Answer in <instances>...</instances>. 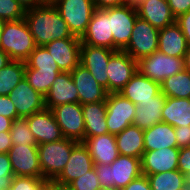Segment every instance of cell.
Instances as JSON below:
<instances>
[{"label":"cell","instance_id":"1","mask_svg":"<svg viewBox=\"0 0 190 190\" xmlns=\"http://www.w3.org/2000/svg\"><path fill=\"white\" fill-rule=\"evenodd\" d=\"M24 19L37 46L64 38H79L72 35L53 4L43 3L26 10Z\"/></svg>","mask_w":190,"mask_h":190},{"label":"cell","instance_id":"2","mask_svg":"<svg viewBox=\"0 0 190 190\" xmlns=\"http://www.w3.org/2000/svg\"><path fill=\"white\" fill-rule=\"evenodd\" d=\"M37 47L25 19L5 21L0 48L11 60L26 62Z\"/></svg>","mask_w":190,"mask_h":190},{"label":"cell","instance_id":"3","mask_svg":"<svg viewBox=\"0 0 190 190\" xmlns=\"http://www.w3.org/2000/svg\"><path fill=\"white\" fill-rule=\"evenodd\" d=\"M94 170L101 186L122 190L131 181L142 175L141 159L119 155L110 165L94 164Z\"/></svg>","mask_w":190,"mask_h":190},{"label":"cell","instance_id":"4","mask_svg":"<svg viewBox=\"0 0 190 190\" xmlns=\"http://www.w3.org/2000/svg\"><path fill=\"white\" fill-rule=\"evenodd\" d=\"M78 143L63 138L59 141L37 145L42 178L47 181H54L65 168L72 149Z\"/></svg>","mask_w":190,"mask_h":190},{"label":"cell","instance_id":"5","mask_svg":"<svg viewBox=\"0 0 190 190\" xmlns=\"http://www.w3.org/2000/svg\"><path fill=\"white\" fill-rule=\"evenodd\" d=\"M52 4L60 12L72 35L81 38L96 9L93 0H55Z\"/></svg>","mask_w":190,"mask_h":190},{"label":"cell","instance_id":"6","mask_svg":"<svg viewBox=\"0 0 190 190\" xmlns=\"http://www.w3.org/2000/svg\"><path fill=\"white\" fill-rule=\"evenodd\" d=\"M137 69L142 75L161 84L166 78L184 70V58L170 57L157 50L140 59Z\"/></svg>","mask_w":190,"mask_h":190},{"label":"cell","instance_id":"7","mask_svg":"<svg viewBox=\"0 0 190 190\" xmlns=\"http://www.w3.org/2000/svg\"><path fill=\"white\" fill-rule=\"evenodd\" d=\"M159 29L137 17L129 44L123 50L137 62L158 50Z\"/></svg>","mask_w":190,"mask_h":190},{"label":"cell","instance_id":"8","mask_svg":"<svg viewBox=\"0 0 190 190\" xmlns=\"http://www.w3.org/2000/svg\"><path fill=\"white\" fill-rule=\"evenodd\" d=\"M137 17L136 8L133 5L124 4L110 7V26L113 33L114 51H123L127 47Z\"/></svg>","mask_w":190,"mask_h":190},{"label":"cell","instance_id":"9","mask_svg":"<svg viewBox=\"0 0 190 190\" xmlns=\"http://www.w3.org/2000/svg\"><path fill=\"white\" fill-rule=\"evenodd\" d=\"M106 109V123L110 134L116 135L133 124L136 105L120 93H108Z\"/></svg>","mask_w":190,"mask_h":190},{"label":"cell","instance_id":"10","mask_svg":"<svg viewBox=\"0 0 190 190\" xmlns=\"http://www.w3.org/2000/svg\"><path fill=\"white\" fill-rule=\"evenodd\" d=\"M64 137L76 142L84 141L85 122L79 103L62 104L51 109Z\"/></svg>","mask_w":190,"mask_h":190},{"label":"cell","instance_id":"11","mask_svg":"<svg viewBox=\"0 0 190 190\" xmlns=\"http://www.w3.org/2000/svg\"><path fill=\"white\" fill-rule=\"evenodd\" d=\"M116 51L107 47L90 46L81 43L80 64L85 66L94 79L108 92L107 66Z\"/></svg>","mask_w":190,"mask_h":190},{"label":"cell","instance_id":"12","mask_svg":"<svg viewBox=\"0 0 190 190\" xmlns=\"http://www.w3.org/2000/svg\"><path fill=\"white\" fill-rule=\"evenodd\" d=\"M108 93H119L138 71L137 61L124 51H116L107 66Z\"/></svg>","mask_w":190,"mask_h":190},{"label":"cell","instance_id":"13","mask_svg":"<svg viewBox=\"0 0 190 190\" xmlns=\"http://www.w3.org/2000/svg\"><path fill=\"white\" fill-rule=\"evenodd\" d=\"M81 43L90 46L107 47L113 50V33L110 26V8L95 9Z\"/></svg>","mask_w":190,"mask_h":190},{"label":"cell","instance_id":"14","mask_svg":"<svg viewBox=\"0 0 190 190\" xmlns=\"http://www.w3.org/2000/svg\"><path fill=\"white\" fill-rule=\"evenodd\" d=\"M8 155L14 176L42 178L37 145H12Z\"/></svg>","mask_w":190,"mask_h":190},{"label":"cell","instance_id":"15","mask_svg":"<svg viewBox=\"0 0 190 190\" xmlns=\"http://www.w3.org/2000/svg\"><path fill=\"white\" fill-rule=\"evenodd\" d=\"M62 72H71L80 64V38H64L44 45Z\"/></svg>","mask_w":190,"mask_h":190},{"label":"cell","instance_id":"16","mask_svg":"<svg viewBox=\"0 0 190 190\" xmlns=\"http://www.w3.org/2000/svg\"><path fill=\"white\" fill-rule=\"evenodd\" d=\"M8 96L18 117L26 118L45 109L44 96L34 90L26 78H23Z\"/></svg>","mask_w":190,"mask_h":190},{"label":"cell","instance_id":"17","mask_svg":"<svg viewBox=\"0 0 190 190\" xmlns=\"http://www.w3.org/2000/svg\"><path fill=\"white\" fill-rule=\"evenodd\" d=\"M93 168L94 162L87 147L82 142H79L72 149L65 168L53 182L66 188L72 181Z\"/></svg>","mask_w":190,"mask_h":190},{"label":"cell","instance_id":"18","mask_svg":"<svg viewBox=\"0 0 190 190\" xmlns=\"http://www.w3.org/2000/svg\"><path fill=\"white\" fill-rule=\"evenodd\" d=\"M26 120L37 145L65 138L50 109L34 113Z\"/></svg>","mask_w":190,"mask_h":190},{"label":"cell","instance_id":"19","mask_svg":"<svg viewBox=\"0 0 190 190\" xmlns=\"http://www.w3.org/2000/svg\"><path fill=\"white\" fill-rule=\"evenodd\" d=\"M70 74L78 90L79 104L106 101L107 90L94 79L85 66L79 64Z\"/></svg>","mask_w":190,"mask_h":190},{"label":"cell","instance_id":"20","mask_svg":"<svg viewBox=\"0 0 190 190\" xmlns=\"http://www.w3.org/2000/svg\"><path fill=\"white\" fill-rule=\"evenodd\" d=\"M179 148L167 147L144 151L141 158L142 175H151L178 169Z\"/></svg>","mask_w":190,"mask_h":190},{"label":"cell","instance_id":"21","mask_svg":"<svg viewBox=\"0 0 190 190\" xmlns=\"http://www.w3.org/2000/svg\"><path fill=\"white\" fill-rule=\"evenodd\" d=\"M44 99L45 108L50 110L62 104L79 103L78 90L70 72L59 73Z\"/></svg>","mask_w":190,"mask_h":190},{"label":"cell","instance_id":"22","mask_svg":"<svg viewBox=\"0 0 190 190\" xmlns=\"http://www.w3.org/2000/svg\"><path fill=\"white\" fill-rule=\"evenodd\" d=\"M135 8L140 18L158 29L176 22L167 0H142Z\"/></svg>","mask_w":190,"mask_h":190},{"label":"cell","instance_id":"23","mask_svg":"<svg viewBox=\"0 0 190 190\" xmlns=\"http://www.w3.org/2000/svg\"><path fill=\"white\" fill-rule=\"evenodd\" d=\"M161 92L160 84L137 71L119 92L132 103L148 102Z\"/></svg>","mask_w":190,"mask_h":190},{"label":"cell","instance_id":"24","mask_svg":"<svg viewBox=\"0 0 190 190\" xmlns=\"http://www.w3.org/2000/svg\"><path fill=\"white\" fill-rule=\"evenodd\" d=\"M88 149L94 164H112L120 155L114 134L88 137L82 142Z\"/></svg>","mask_w":190,"mask_h":190},{"label":"cell","instance_id":"25","mask_svg":"<svg viewBox=\"0 0 190 190\" xmlns=\"http://www.w3.org/2000/svg\"><path fill=\"white\" fill-rule=\"evenodd\" d=\"M188 44L176 22L159 29L158 51L170 57L184 58Z\"/></svg>","mask_w":190,"mask_h":190},{"label":"cell","instance_id":"26","mask_svg":"<svg viewBox=\"0 0 190 190\" xmlns=\"http://www.w3.org/2000/svg\"><path fill=\"white\" fill-rule=\"evenodd\" d=\"M166 102V96L160 92L153 100L138 103L136 105L133 125L146 130L153 125L162 122V109Z\"/></svg>","mask_w":190,"mask_h":190},{"label":"cell","instance_id":"27","mask_svg":"<svg viewBox=\"0 0 190 190\" xmlns=\"http://www.w3.org/2000/svg\"><path fill=\"white\" fill-rule=\"evenodd\" d=\"M81 106L85 122L84 140L109 133L106 123V101L86 103Z\"/></svg>","mask_w":190,"mask_h":190},{"label":"cell","instance_id":"28","mask_svg":"<svg viewBox=\"0 0 190 190\" xmlns=\"http://www.w3.org/2000/svg\"><path fill=\"white\" fill-rule=\"evenodd\" d=\"M144 151H153L167 147H177L174 127L160 122L144 130Z\"/></svg>","mask_w":190,"mask_h":190},{"label":"cell","instance_id":"29","mask_svg":"<svg viewBox=\"0 0 190 190\" xmlns=\"http://www.w3.org/2000/svg\"><path fill=\"white\" fill-rule=\"evenodd\" d=\"M143 134L144 130L133 124L116 134L119 154L141 159L144 153Z\"/></svg>","mask_w":190,"mask_h":190},{"label":"cell","instance_id":"30","mask_svg":"<svg viewBox=\"0 0 190 190\" xmlns=\"http://www.w3.org/2000/svg\"><path fill=\"white\" fill-rule=\"evenodd\" d=\"M162 122L175 127L190 126V99L166 97L162 109Z\"/></svg>","mask_w":190,"mask_h":190},{"label":"cell","instance_id":"31","mask_svg":"<svg viewBox=\"0 0 190 190\" xmlns=\"http://www.w3.org/2000/svg\"><path fill=\"white\" fill-rule=\"evenodd\" d=\"M160 87L166 97L190 99V72L184 69L166 78Z\"/></svg>","mask_w":190,"mask_h":190},{"label":"cell","instance_id":"32","mask_svg":"<svg viewBox=\"0 0 190 190\" xmlns=\"http://www.w3.org/2000/svg\"><path fill=\"white\" fill-rule=\"evenodd\" d=\"M61 72L60 69H33L26 64L25 78L34 90L45 97L56 77Z\"/></svg>","mask_w":190,"mask_h":190},{"label":"cell","instance_id":"33","mask_svg":"<svg viewBox=\"0 0 190 190\" xmlns=\"http://www.w3.org/2000/svg\"><path fill=\"white\" fill-rule=\"evenodd\" d=\"M26 63L12 60L0 70V95L8 96L18 83L25 78Z\"/></svg>","mask_w":190,"mask_h":190},{"label":"cell","instance_id":"34","mask_svg":"<svg viewBox=\"0 0 190 190\" xmlns=\"http://www.w3.org/2000/svg\"><path fill=\"white\" fill-rule=\"evenodd\" d=\"M151 190H179L186 184V176L178 169L147 175Z\"/></svg>","mask_w":190,"mask_h":190},{"label":"cell","instance_id":"35","mask_svg":"<svg viewBox=\"0 0 190 190\" xmlns=\"http://www.w3.org/2000/svg\"><path fill=\"white\" fill-rule=\"evenodd\" d=\"M10 137L13 145H37V142L28 127L26 118L18 117L12 121Z\"/></svg>","mask_w":190,"mask_h":190},{"label":"cell","instance_id":"36","mask_svg":"<svg viewBox=\"0 0 190 190\" xmlns=\"http://www.w3.org/2000/svg\"><path fill=\"white\" fill-rule=\"evenodd\" d=\"M25 63L33 69H59L44 46H37Z\"/></svg>","mask_w":190,"mask_h":190},{"label":"cell","instance_id":"37","mask_svg":"<svg viewBox=\"0 0 190 190\" xmlns=\"http://www.w3.org/2000/svg\"><path fill=\"white\" fill-rule=\"evenodd\" d=\"M26 10L16 0H0V19L18 21L25 17Z\"/></svg>","mask_w":190,"mask_h":190},{"label":"cell","instance_id":"38","mask_svg":"<svg viewBox=\"0 0 190 190\" xmlns=\"http://www.w3.org/2000/svg\"><path fill=\"white\" fill-rule=\"evenodd\" d=\"M100 186L96 171L93 168L91 171H87V173L72 181L66 187V190H96Z\"/></svg>","mask_w":190,"mask_h":190},{"label":"cell","instance_id":"39","mask_svg":"<svg viewBox=\"0 0 190 190\" xmlns=\"http://www.w3.org/2000/svg\"><path fill=\"white\" fill-rule=\"evenodd\" d=\"M48 181L31 176H14L9 190H41Z\"/></svg>","mask_w":190,"mask_h":190},{"label":"cell","instance_id":"40","mask_svg":"<svg viewBox=\"0 0 190 190\" xmlns=\"http://www.w3.org/2000/svg\"><path fill=\"white\" fill-rule=\"evenodd\" d=\"M14 173L8 153H0V190H8Z\"/></svg>","mask_w":190,"mask_h":190},{"label":"cell","instance_id":"41","mask_svg":"<svg viewBox=\"0 0 190 190\" xmlns=\"http://www.w3.org/2000/svg\"><path fill=\"white\" fill-rule=\"evenodd\" d=\"M178 170L186 176V184L190 186V146L179 149Z\"/></svg>","mask_w":190,"mask_h":190},{"label":"cell","instance_id":"42","mask_svg":"<svg viewBox=\"0 0 190 190\" xmlns=\"http://www.w3.org/2000/svg\"><path fill=\"white\" fill-rule=\"evenodd\" d=\"M0 115L12 120L18 118L16 108L9 96L0 95Z\"/></svg>","mask_w":190,"mask_h":190},{"label":"cell","instance_id":"43","mask_svg":"<svg viewBox=\"0 0 190 190\" xmlns=\"http://www.w3.org/2000/svg\"><path fill=\"white\" fill-rule=\"evenodd\" d=\"M177 148H185L190 146V126H180L174 128Z\"/></svg>","mask_w":190,"mask_h":190},{"label":"cell","instance_id":"44","mask_svg":"<svg viewBox=\"0 0 190 190\" xmlns=\"http://www.w3.org/2000/svg\"><path fill=\"white\" fill-rule=\"evenodd\" d=\"M167 3L175 18L190 11V0H167Z\"/></svg>","mask_w":190,"mask_h":190},{"label":"cell","instance_id":"45","mask_svg":"<svg viewBox=\"0 0 190 190\" xmlns=\"http://www.w3.org/2000/svg\"><path fill=\"white\" fill-rule=\"evenodd\" d=\"M176 23L182 30L186 38L188 46H190V11L187 13L181 14L176 18Z\"/></svg>","mask_w":190,"mask_h":190},{"label":"cell","instance_id":"46","mask_svg":"<svg viewBox=\"0 0 190 190\" xmlns=\"http://www.w3.org/2000/svg\"><path fill=\"white\" fill-rule=\"evenodd\" d=\"M122 190H151L147 176L141 175L135 180L131 181L125 188Z\"/></svg>","mask_w":190,"mask_h":190},{"label":"cell","instance_id":"47","mask_svg":"<svg viewBox=\"0 0 190 190\" xmlns=\"http://www.w3.org/2000/svg\"><path fill=\"white\" fill-rule=\"evenodd\" d=\"M93 3L97 9H106L127 4L126 0H93Z\"/></svg>","mask_w":190,"mask_h":190},{"label":"cell","instance_id":"48","mask_svg":"<svg viewBox=\"0 0 190 190\" xmlns=\"http://www.w3.org/2000/svg\"><path fill=\"white\" fill-rule=\"evenodd\" d=\"M12 145L10 131L0 132V153H8Z\"/></svg>","mask_w":190,"mask_h":190},{"label":"cell","instance_id":"49","mask_svg":"<svg viewBox=\"0 0 190 190\" xmlns=\"http://www.w3.org/2000/svg\"><path fill=\"white\" fill-rule=\"evenodd\" d=\"M18 3L24 7L25 10L31 9L33 7L42 5L43 3L40 0H16Z\"/></svg>","mask_w":190,"mask_h":190},{"label":"cell","instance_id":"50","mask_svg":"<svg viewBox=\"0 0 190 190\" xmlns=\"http://www.w3.org/2000/svg\"><path fill=\"white\" fill-rule=\"evenodd\" d=\"M12 121H13L12 119L0 115V132L10 131Z\"/></svg>","mask_w":190,"mask_h":190},{"label":"cell","instance_id":"51","mask_svg":"<svg viewBox=\"0 0 190 190\" xmlns=\"http://www.w3.org/2000/svg\"><path fill=\"white\" fill-rule=\"evenodd\" d=\"M11 58L0 48V70L11 62Z\"/></svg>","mask_w":190,"mask_h":190},{"label":"cell","instance_id":"52","mask_svg":"<svg viewBox=\"0 0 190 190\" xmlns=\"http://www.w3.org/2000/svg\"><path fill=\"white\" fill-rule=\"evenodd\" d=\"M41 190H66V188L55 184L53 181H48Z\"/></svg>","mask_w":190,"mask_h":190},{"label":"cell","instance_id":"53","mask_svg":"<svg viewBox=\"0 0 190 190\" xmlns=\"http://www.w3.org/2000/svg\"><path fill=\"white\" fill-rule=\"evenodd\" d=\"M184 69L190 72V46H188L184 55Z\"/></svg>","mask_w":190,"mask_h":190},{"label":"cell","instance_id":"54","mask_svg":"<svg viewBox=\"0 0 190 190\" xmlns=\"http://www.w3.org/2000/svg\"><path fill=\"white\" fill-rule=\"evenodd\" d=\"M96 190H120V189H117L115 187H106V186H100L98 189Z\"/></svg>","mask_w":190,"mask_h":190},{"label":"cell","instance_id":"55","mask_svg":"<svg viewBox=\"0 0 190 190\" xmlns=\"http://www.w3.org/2000/svg\"><path fill=\"white\" fill-rule=\"evenodd\" d=\"M142 0H126L127 4H130V5H137L139 2H141Z\"/></svg>","mask_w":190,"mask_h":190},{"label":"cell","instance_id":"56","mask_svg":"<svg viewBox=\"0 0 190 190\" xmlns=\"http://www.w3.org/2000/svg\"><path fill=\"white\" fill-rule=\"evenodd\" d=\"M4 24H5V20L0 19V40H1V34L3 32Z\"/></svg>","mask_w":190,"mask_h":190},{"label":"cell","instance_id":"57","mask_svg":"<svg viewBox=\"0 0 190 190\" xmlns=\"http://www.w3.org/2000/svg\"><path fill=\"white\" fill-rule=\"evenodd\" d=\"M42 3L52 4L55 0H40Z\"/></svg>","mask_w":190,"mask_h":190},{"label":"cell","instance_id":"58","mask_svg":"<svg viewBox=\"0 0 190 190\" xmlns=\"http://www.w3.org/2000/svg\"><path fill=\"white\" fill-rule=\"evenodd\" d=\"M179 190H190V186L186 185L184 188L179 189Z\"/></svg>","mask_w":190,"mask_h":190}]
</instances>
